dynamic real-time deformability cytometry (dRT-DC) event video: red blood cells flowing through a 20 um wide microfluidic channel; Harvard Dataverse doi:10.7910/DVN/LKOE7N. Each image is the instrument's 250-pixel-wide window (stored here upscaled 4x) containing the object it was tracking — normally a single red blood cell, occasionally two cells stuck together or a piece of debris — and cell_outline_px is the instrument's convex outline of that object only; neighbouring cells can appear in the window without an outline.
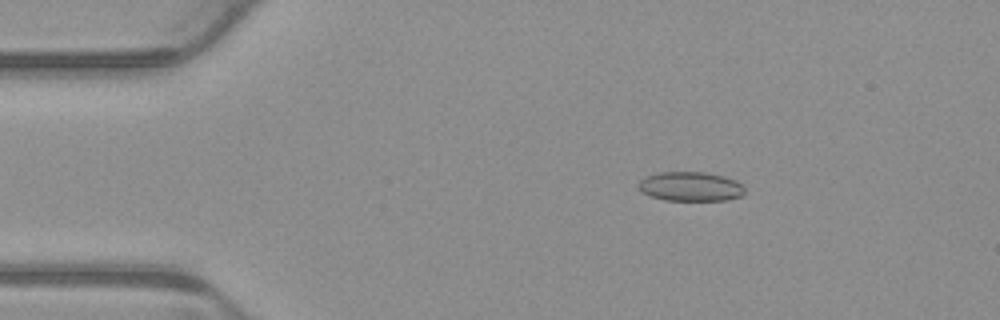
{"species": "common noctule bat (a hibernating species)", "species_latin": "Nyctalus noctula", "temperature_condition": "warm", "stored_images_in_passage": 5, "camera_frame_rate_fps": 3000, "um_per_image_px": 0.085, "animal": {"sex": "male", "body_mass_g": 23.1, "forearm_length_mm": 52.7}, "frame": {"image": 1, "passage_image": 3, "time_ms": 0.667, "image_size_px": [1000, 320], "cell_outline_px": [[744, 192], [740, 196], [728, 200], [664, 200], [640, 192], [636, 184], [640, 180], [656, 172], [704, 172], [724, 176], [736, 180], [744, 184]], "centroid_in_image_um": [58.69, 15.85], "position_along_channel_um": 26.3, "area_um2": 18.32}}
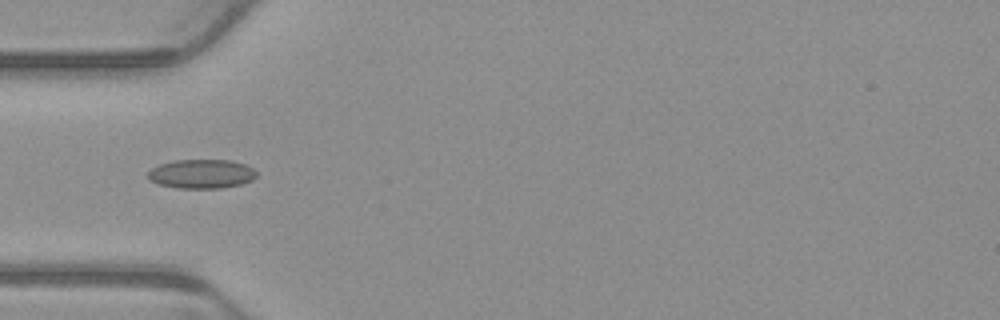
{"frame": {"image": 2, "passage_image": 5, "time_ms": 1.333, "image_size_px": [1000, 320], "cell_outline_px": [[256, 176], [252, 180], [240, 184], [220, 188], [176, 188], [160, 184], [148, 180], [148, 172], [152, 168], [160, 164], [176, 160], [228, 160], [244, 164], [252, 168], [256, 172]], "centroid_in_image_um": [17.11, 14.78], "position_along_channel_um": 67.9, "area_um2": 18.26}}